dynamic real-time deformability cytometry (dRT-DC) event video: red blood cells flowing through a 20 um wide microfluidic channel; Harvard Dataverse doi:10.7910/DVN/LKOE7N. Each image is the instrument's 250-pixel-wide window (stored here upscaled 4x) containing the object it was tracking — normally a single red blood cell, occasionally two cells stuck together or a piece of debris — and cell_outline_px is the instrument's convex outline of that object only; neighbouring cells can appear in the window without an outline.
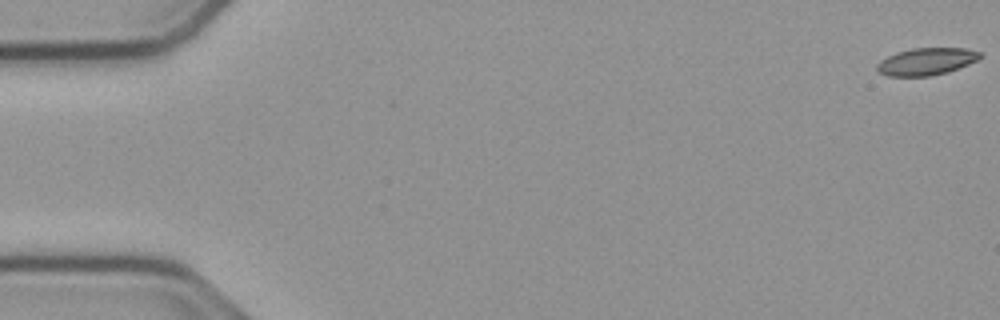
{"species": "common noctule bat (a hibernating species)", "species_latin": "Nyctalus noctula", "temperature_condition": "cold", "stored_images_in_passage": 55, "camera_frame_rate_fps": 3000, "um_per_image_px": 0.085, "animal": {"sex": "male", "body_mass_g": 23.1, "forearm_length_mm": 52.7}, "frame": {"image": 1, "passage_image": 1, "time_ms": 0.0, "image_size_px": [1000, 320], "cell_outline_px": [[984, 56], [968, 64], [944, 72], [928, 76], [888, 76], [880, 72], [876, 68], [876, 64], [880, 60], [896, 52], [912, 48], [964, 48], [980, 52]], "centroid_in_image_um": [78.71, 5.21], "position_along_channel_um": 6.3, "area_um2": 16.13}}
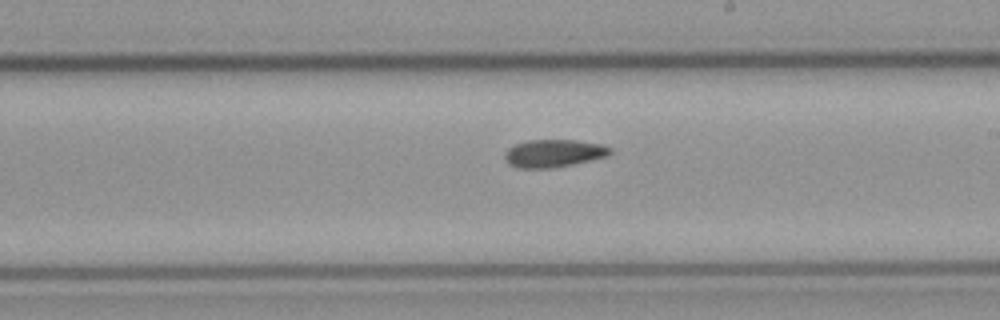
{"frame": {"image": 2, "passage_image": 32, "time_ms": 10.333, "image_size_px": [1000, 320], "cell_outline_px": [[612, 152], [608, 156], [572, 164], [552, 168], [516, 168], [508, 164], [504, 156], [504, 152], [508, 148], [516, 144], [528, 140], [576, 140], [600, 144], [612, 148]], "centroid_in_image_um": [47.04, 13.03], "position_along_channel_um": 242.0, "area_um2": 17.05}}
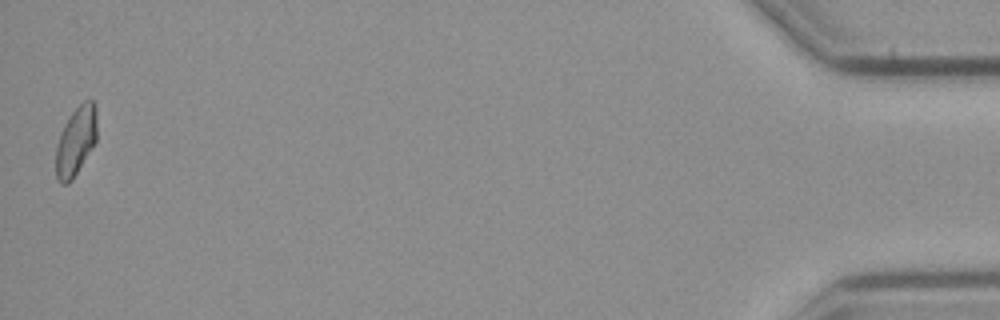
{"frame": {"image": 3, "passage_image": 55, "time_ms": 18.0, "image_size_px": [1000, 320], "cell_outline_px": [[96, 140], [72, 180], [68, 184], [60, 184], [56, 176], [56, 144], [60, 132], [64, 124], [72, 112], [84, 100], [92, 100], [96, 104]], "centroid_in_image_um": [6.43, 11.98], "position_along_channel_um": 428.8, "area_um2": 16.42}}